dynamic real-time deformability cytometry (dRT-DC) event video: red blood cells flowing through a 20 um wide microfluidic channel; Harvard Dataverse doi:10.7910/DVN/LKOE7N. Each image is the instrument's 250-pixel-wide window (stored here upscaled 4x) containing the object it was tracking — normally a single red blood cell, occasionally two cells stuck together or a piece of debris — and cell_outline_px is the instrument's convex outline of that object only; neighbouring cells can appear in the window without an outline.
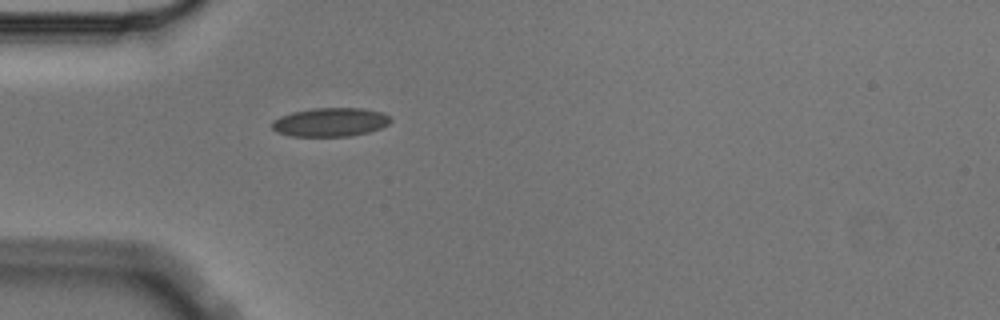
{"species": "Egyptian fruit bat (a non-hibernating species)", "species_latin": "Rousettus aegyptiacus", "temperature_condition": "cold", "stored_images_in_passage": 1, "camera_frame_rate_fps": 3000, "um_per_image_px": 0.085, "animal": {"sex": "male"}, "frame": {"image": 1, "passage_image": 1, "time_ms": 0.0, "image_size_px": [1000, 320], "cell_outline_px": [[392, 120], [388, 124], [380, 128], [368, 132], [348, 136], [288, 136], [276, 132], [272, 128], [272, 120], [280, 116], [292, 112], [312, 108], [364, 108], [380, 112], [388, 116]], "centroid_in_image_um": [28.03, 10.38], "position_along_channel_um": 57.0, "area_um2": 19.88}}